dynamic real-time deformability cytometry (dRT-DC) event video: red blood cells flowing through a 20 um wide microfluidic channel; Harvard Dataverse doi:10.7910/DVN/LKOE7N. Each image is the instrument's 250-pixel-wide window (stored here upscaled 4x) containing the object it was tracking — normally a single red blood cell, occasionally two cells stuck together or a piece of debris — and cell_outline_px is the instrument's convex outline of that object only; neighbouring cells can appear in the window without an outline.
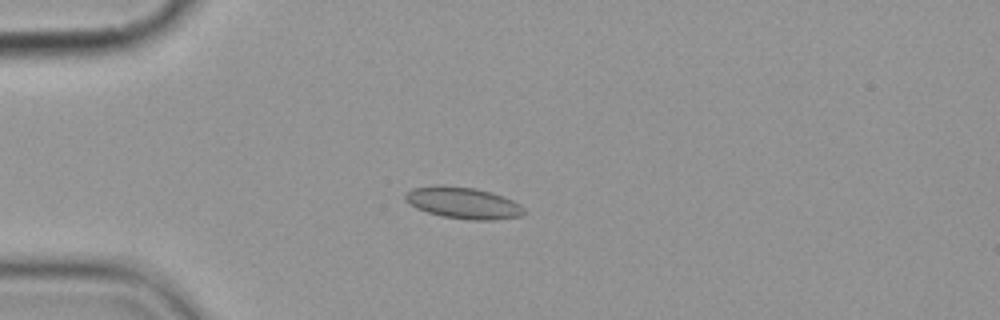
{"species": "common noctule bat (a hibernating species)", "species_latin": "Nyctalus noctula", "temperature_condition": "cold", "stored_images_in_passage": 9, "camera_frame_rate_fps": 3000, "um_per_image_px": 0.085, "animal": {"sex": "female", "body_mass_g": 19.9}, "frame": {"image": 1, "passage_image": 4, "time_ms": 3.667, "image_size_px": [1000, 320], "cell_outline_px": [[524, 212], [520, 216], [492, 220], [468, 220], [440, 216], [416, 208], [408, 204], [404, 200], [404, 196], [412, 188], [476, 188], [492, 192], [512, 200], [520, 204], [524, 208]], "centroid_in_image_um": [39.41, 17.3], "position_along_channel_um": 45.6, "area_um2": 21.1}}
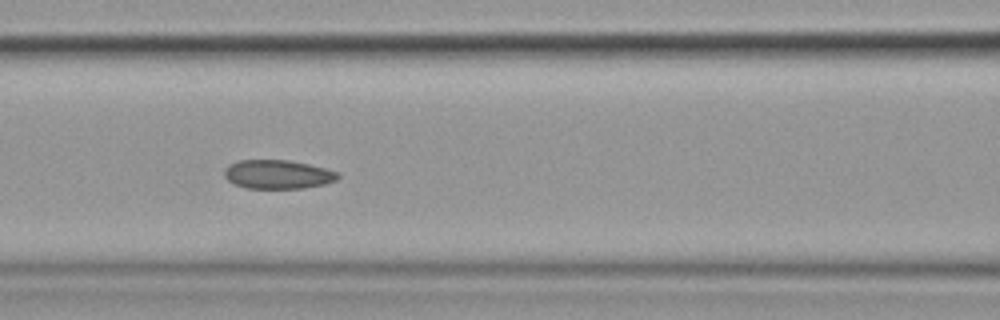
{"frame": {"image": 2, "passage_image": 7, "time_ms": 7.0, "image_size_px": [1000, 320], "cell_outline_px": [[340, 176], [336, 180], [324, 184], [304, 188], [244, 188], [232, 184], [224, 176], [224, 168], [228, 164], [240, 160], [288, 160], [308, 164], [324, 168], [336, 172]], "centroid_in_image_um": [23.55, 14.82], "position_along_channel_um": 143.0, "area_um2": 19.13}}
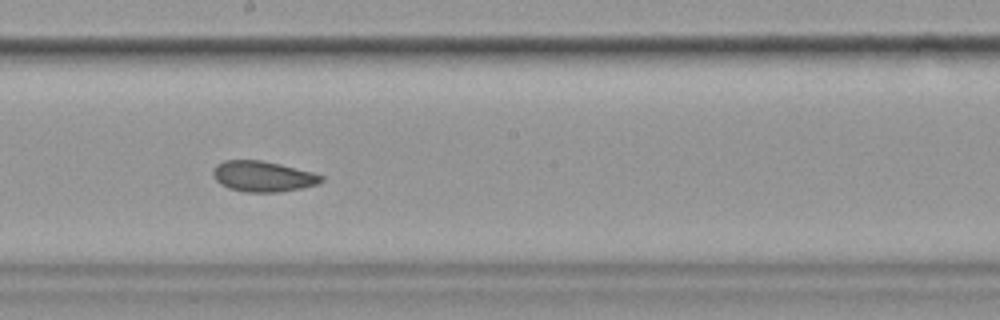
{"frame": {"image": 3, "passage_image": 9, "time_ms": 9.333, "image_size_px": [1000, 320], "cell_outline_px": [[324, 180], [320, 184], [300, 188], [276, 192], [244, 192], [228, 188], [220, 184], [212, 176], [212, 172], [216, 164], [224, 160], [260, 160], [280, 164], [312, 172], [324, 176]], "centroid_in_image_um": [22.33, 14.99], "position_along_channel_um": 225.9, "area_um2": 19.42}}